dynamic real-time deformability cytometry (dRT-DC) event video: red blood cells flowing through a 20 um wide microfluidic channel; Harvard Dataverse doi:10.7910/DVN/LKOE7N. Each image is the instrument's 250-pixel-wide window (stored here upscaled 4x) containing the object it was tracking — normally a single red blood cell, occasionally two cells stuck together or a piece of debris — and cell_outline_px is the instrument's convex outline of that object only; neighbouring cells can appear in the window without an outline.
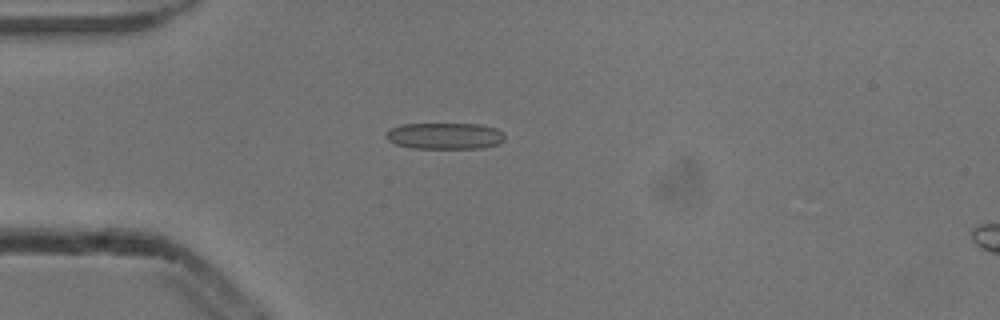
{"species": "common noctule bat (a hibernating species)", "species_latin": "Nyctalus noctula", "temperature_condition": "cold", "stored_images_in_passage": 5, "camera_frame_rate_fps": 3000, "um_per_image_px": 0.085, "animal": {"sex": "male", "body_mass_g": 13.3}, "frame": {"image": 1, "passage_image": 4, "time_ms": 1.0, "image_size_px": [1000, 320], "cell_outline_px": [[504, 140], [500, 144], [484, 148], [412, 148], [396, 144], [388, 140], [384, 132], [400, 124], [480, 124], [496, 128], [504, 132]], "centroid_in_image_um": [37.84, 11.55], "position_along_channel_um": 47.2, "area_um2": 18.44}}